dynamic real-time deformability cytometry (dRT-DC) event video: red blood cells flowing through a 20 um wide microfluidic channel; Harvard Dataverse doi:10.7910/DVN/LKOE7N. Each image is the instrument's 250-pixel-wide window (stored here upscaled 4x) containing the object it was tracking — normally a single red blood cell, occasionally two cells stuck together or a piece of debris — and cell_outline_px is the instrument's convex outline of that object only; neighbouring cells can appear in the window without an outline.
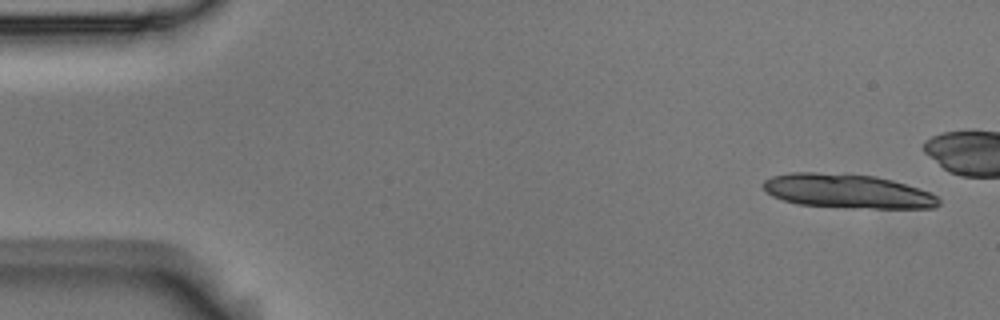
{"species": "Egyptian fruit bat (a non-hibernating species)", "species_latin": "Rousettus aegyptiacus", "temperature_condition": "room temperature", "stored_images_in_passage": 3, "camera_frame_rate_fps": 3000, "um_per_image_px": 0.085, "animal": {"sex": "male"}, "frame": {"image": 1, "passage_image": 1, "time_ms": 0.0, "image_size_px": [1000, 320], "cell_outline_px": [[940, 204], [936, 208], [852, 208], [796, 204], [772, 196], [760, 184], [764, 180], [772, 176], [788, 172], [816, 172], [876, 176], [892, 180], [928, 192], [936, 196], [940, 200]], "centroid_in_image_um": [71.99, 16.25], "position_along_channel_um": 13.0, "area_um2": 34.91}}